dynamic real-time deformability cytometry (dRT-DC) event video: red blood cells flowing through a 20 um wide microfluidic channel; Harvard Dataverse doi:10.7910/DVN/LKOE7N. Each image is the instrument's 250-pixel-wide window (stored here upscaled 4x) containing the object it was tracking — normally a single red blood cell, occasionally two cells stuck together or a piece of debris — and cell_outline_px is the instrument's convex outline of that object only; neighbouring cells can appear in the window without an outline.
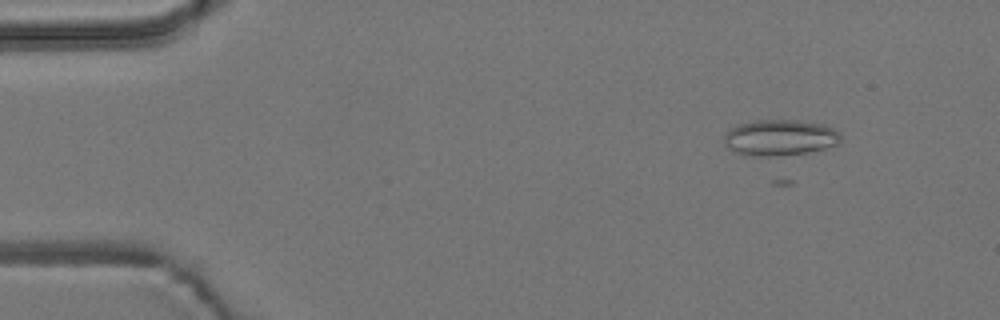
{"species": "common noctule bat (a hibernating species)", "species_latin": "Nyctalus noctula", "temperature_condition": "room temperature", "stored_images_in_passage": 6, "camera_frame_rate_fps": 3000, "um_per_image_px": 0.085, "animal": {"sex": "male", "body_mass_g": 19.2, "forearm_length_mm": 51.8}, "frame": {"image": 1, "passage_image": 2, "time_ms": 1.333, "image_size_px": [1000, 320], "cell_outline_px": [[840, 140], [836, 144], [824, 148], [808, 152], [768, 156], [748, 156], [736, 152], [728, 148], [724, 140], [724, 136], [736, 124], [756, 120], [796, 120], [824, 124], [840, 132]], "centroid_in_image_um": [66.28, 11.69], "position_along_channel_um": 18.7, "area_um2": 24.28}}
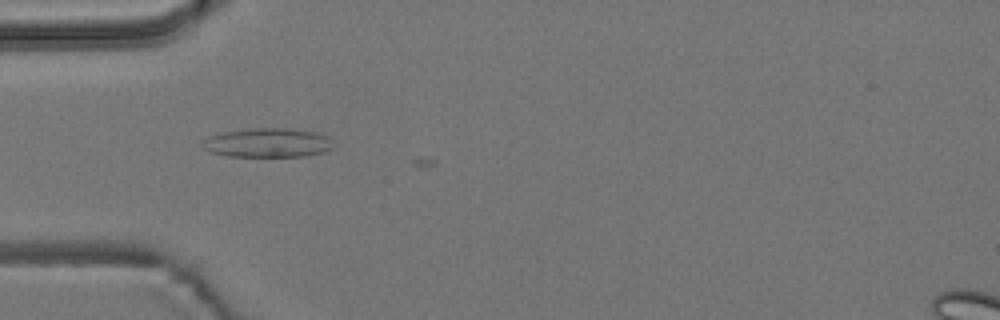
{"frame": {"image": 2, "passage_image": 5, "time_ms": 5.0, "image_size_px": [1000, 320], "cell_outline_px": [[332, 148], [324, 152], [308, 156], [228, 156], [212, 152], [204, 148], [200, 144], [204, 140], [212, 136], [224, 132], [248, 128], [288, 128], [316, 132], [328, 136]], "centroid_in_image_um": [22.77, 12.13], "position_along_channel_um": 62.2, "area_um2": 22.08}}